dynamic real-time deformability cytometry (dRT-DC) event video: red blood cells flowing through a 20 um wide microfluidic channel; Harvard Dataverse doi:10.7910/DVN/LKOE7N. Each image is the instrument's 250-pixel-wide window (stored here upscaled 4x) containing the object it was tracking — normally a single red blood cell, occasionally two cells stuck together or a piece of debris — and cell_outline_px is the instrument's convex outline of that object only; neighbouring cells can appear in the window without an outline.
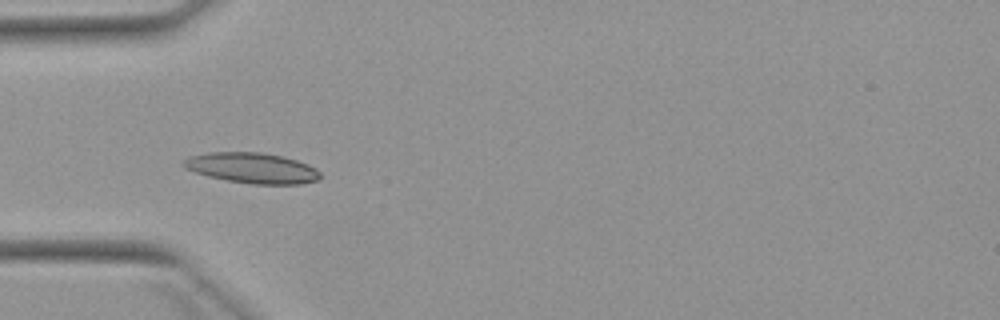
{"species": "Egyptian fruit bat (a non-hibernating species)", "species_latin": "Rousettus aegyptiacus", "temperature_condition": "warm", "stored_images_in_passage": 3, "camera_frame_rate_fps": 3000, "um_per_image_px": 0.085, "animal": {"sex": "female"}, "frame": {"image": 1, "passage_image": 2, "time_ms": 1.0, "image_size_px": [1000, 320], "cell_outline_px": [[320, 180], [300, 184], [252, 184], [228, 180], [208, 176], [184, 168], [180, 164], [188, 156], [208, 152], [260, 152], [284, 156], [308, 164], [316, 168], [320, 172]], "centroid_in_image_um": [21.43, 14.27], "position_along_channel_um": 63.6, "area_um2": 24.45}}
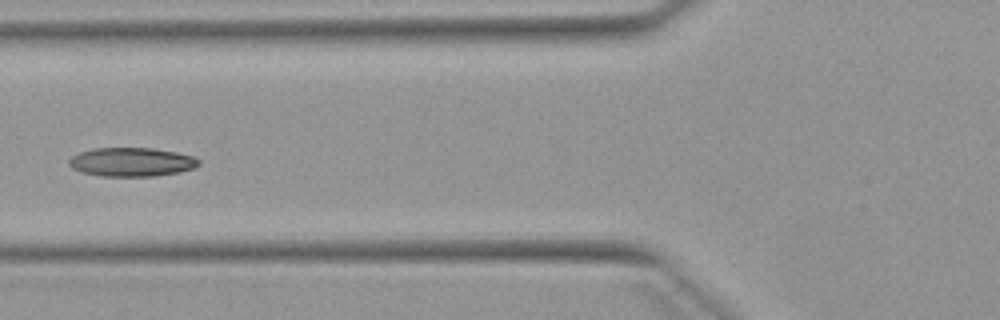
{"frame": {"image": 2, "passage_image": 3, "time_ms": 2.333, "image_size_px": [1000, 320], "cell_outline_px": [[200, 164], [196, 168], [180, 172], [156, 176], [100, 176], [84, 172], [72, 168], [68, 164], [68, 160], [72, 156], [80, 152], [92, 148], [152, 148], [176, 152], [196, 156], [200, 160]], "centroid_in_image_um": [11.23, 13.77], "position_along_channel_um": 114.6, "area_um2": 22.02}}